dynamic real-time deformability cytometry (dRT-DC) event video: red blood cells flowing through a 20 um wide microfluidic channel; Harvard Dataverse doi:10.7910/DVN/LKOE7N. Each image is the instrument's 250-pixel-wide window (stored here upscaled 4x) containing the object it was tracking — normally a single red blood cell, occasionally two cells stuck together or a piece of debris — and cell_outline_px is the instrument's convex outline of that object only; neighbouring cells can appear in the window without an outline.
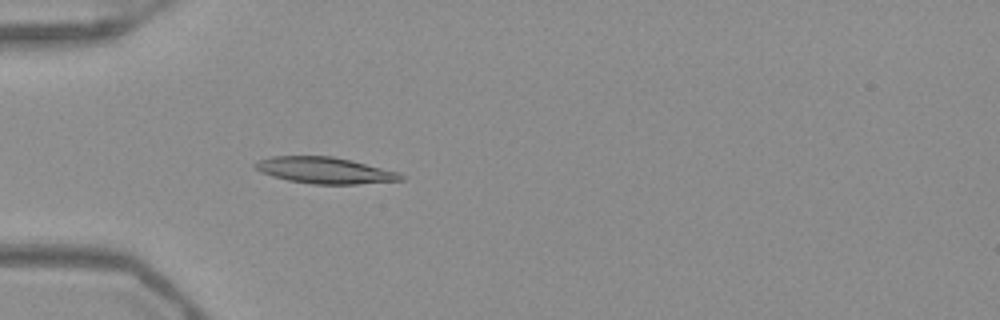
{"species": "Egyptian fruit bat (a non-hibernating species)", "species_latin": "Rousettus aegyptiacus", "temperature_condition": "warm", "stored_images_in_passage": 53, "camera_frame_rate_fps": 3000, "um_per_image_px": 0.085, "frame": {"image": 1, "passage_image": 17, "time_ms": 5.333, "image_size_px": [1000, 320], "cell_outline_px": [[404, 180], [356, 184], [312, 184], [288, 180], [272, 176], [260, 172], [252, 164], [256, 160], [272, 156], [332, 156], [352, 160], [400, 172], [404, 176]], "centroid_in_image_um": [27.6, 14.47], "position_along_channel_um": 57.4, "area_um2": 22.54}}
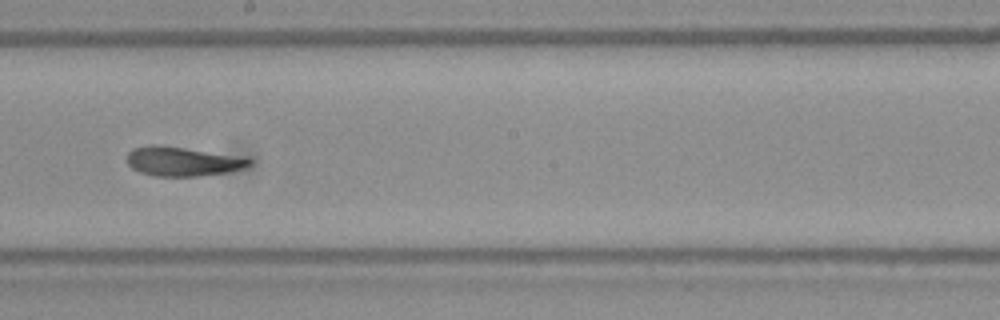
{"frame": {"image": 2, "passage_image": 31, "time_ms": 10.0, "image_size_px": [1000, 320], "cell_outline_px": [[252, 164], [244, 168], [228, 172], [200, 176], [156, 176], [140, 172], [132, 168], [128, 164], [128, 152], [132, 148], [152, 144], [160, 144], [248, 156], [252, 160]], "centroid_in_image_um": [15.6, 13.69], "position_along_channel_um": 232.6, "area_um2": 21.44}}
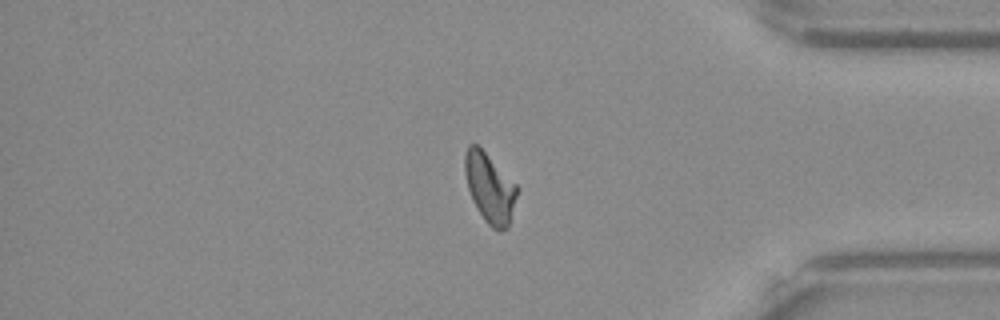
{"frame": {"image": 3, "passage_image": 45, "time_ms": 14.667, "image_size_px": [1000, 320], "cell_outline_px": [[520, 188], [508, 228], [500, 232], [492, 228], [484, 220], [476, 208], [472, 200], [468, 188], [464, 172], [464, 156], [468, 144], [476, 144]], "centroid_in_image_um": [41.63, 16.02], "position_along_channel_um": 393.6, "area_um2": 21.21}, "authors_computed_cell_mechanics": {"area_um2": 21.2126, "velocity_mm_per_s": 3.9098, "shape_relaxation_time_tau1_ms": 5.7402, "shape_relaxation_time_tau2_ms": 2.9352, "deformation_change_tau1": 0.1973, "deformation_change_tau2": 0.1137}}